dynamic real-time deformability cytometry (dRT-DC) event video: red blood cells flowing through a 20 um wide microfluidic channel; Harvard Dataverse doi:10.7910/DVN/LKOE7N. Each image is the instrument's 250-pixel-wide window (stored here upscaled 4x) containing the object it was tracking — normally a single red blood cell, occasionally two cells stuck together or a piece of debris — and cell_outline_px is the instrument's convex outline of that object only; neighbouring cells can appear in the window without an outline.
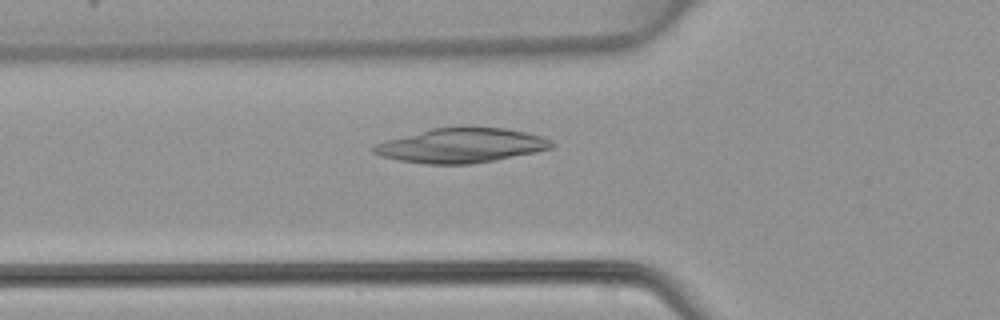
{"species": "common noctule bat (a hibernating species)", "species_latin": "Nyctalus noctula", "temperature_condition": "warm", "stored_images_in_passage": 48, "camera_frame_rate_fps": 3000, "um_per_image_px": 0.085, "animal": {"sex": "female", "body_mass_g": 22.7, "forearm_length_mm": 54.2}, "frame": {"image": 1, "passage_image": 17, "time_ms": 5.333, "image_size_px": [1000, 320], "cell_outline_px": [[556, 144], [552, 148], [536, 152], [496, 160], [472, 164], [424, 164], [400, 160], [380, 156], [372, 152], [372, 148], [376, 144], [388, 140], [432, 128], [508, 128], [540, 136], [552, 140]], "centroid_in_image_um": [39.24, 12.38], "position_along_channel_um": 86.6, "area_um2": 35.43}}
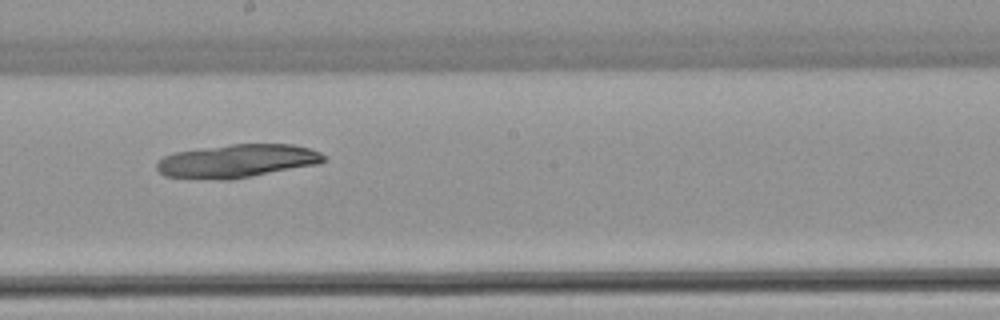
{"frame": {"image": 2, "passage_image": 27, "time_ms": 8.667, "image_size_px": [1000, 320], "cell_outline_px": [[328, 160], [320, 164], [252, 176], [228, 180], [220, 180], [164, 176], [156, 168], [156, 164], [164, 156], [176, 152], [232, 144], [292, 144], [308, 148], [320, 152]], "centroid_in_image_um": [20.19, 13.69], "position_along_channel_um": 228.0, "area_um2": 32.31}}
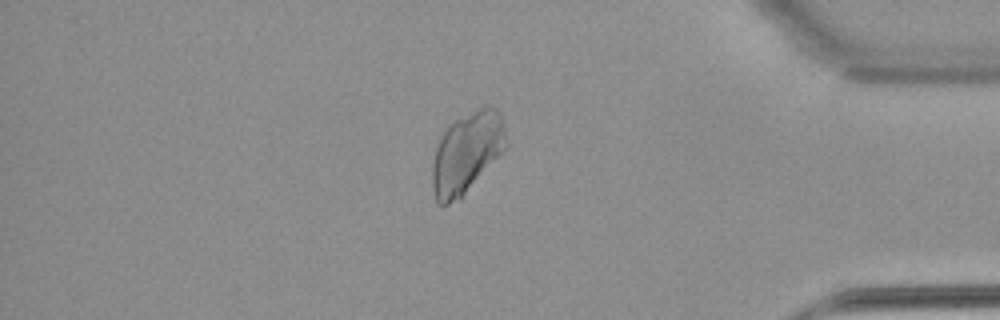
{"frame": {"image": 3, "passage_image": 41, "time_ms": 13.333, "image_size_px": [1000, 320], "cell_outline_px": [[508, 144], [464, 192], [460, 196], [448, 204], [436, 204], [432, 188], [432, 164], [436, 148], [444, 132], [456, 120], [480, 108], [496, 108], [500, 112], [504, 124], [508, 140]], "centroid_in_image_um": [39.66, 12.97], "position_along_channel_um": 395.5, "area_um2": 33.52}}